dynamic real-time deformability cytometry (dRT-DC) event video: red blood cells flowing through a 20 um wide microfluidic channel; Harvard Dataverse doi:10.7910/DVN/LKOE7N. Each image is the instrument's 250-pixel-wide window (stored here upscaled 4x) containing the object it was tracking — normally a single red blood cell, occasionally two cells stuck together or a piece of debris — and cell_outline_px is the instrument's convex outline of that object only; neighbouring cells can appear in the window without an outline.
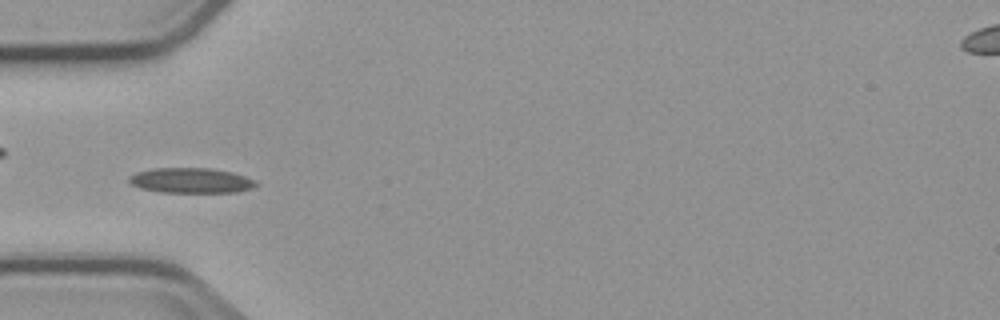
{"species": "common noctule bat (a hibernating species)", "species_latin": "Nyctalus noctula", "temperature_condition": "cold", "stored_images_in_passage": 5, "camera_frame_rate_fps": 3000, "um_per_image_px": 0.085, "animal": {"sex": "male", "body_mass_g": 23.1, "forearm_length_mm": 52.7}, "frame": {"image": 1, "passage_image": 3, "time_ms": 2.333, "image_size_px": [1000, 320], "cell_outline_px": [[256, 184], [252, 188], [236, 192], [160, 192], [140, 188], [132, 184], [128, 180], [128, 176], [136, 172], [152, 168], [212, 168], [232, 172], [256, 180]], "centroid_in_image_um": [16.21, 15.33], "position_along_channel_um": 68.8, "area_um2": 18.61}}
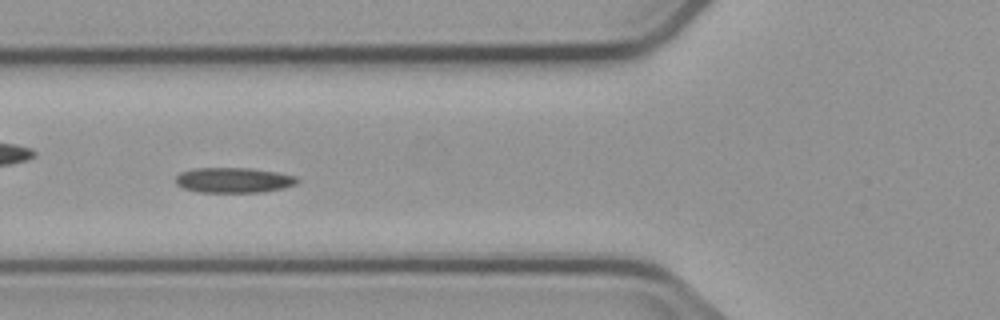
{"frame": {"image": 2, "passage_image": 4, "time_ms": 3.333, "image_size_px": [1000, 320], "cell_outline_px": [[300, 180], [296, 184], [284, 188], [264, 192], [196, 192], [184, 188], [176, 184], [176, 176], [180, 172], [196, 168], [248, 168], [276, 172], [296, 176]], "centroid_in_image_um": [19.87, 15.32], "position_along_channel_um": 105.9, "area_um2": 17.92}}
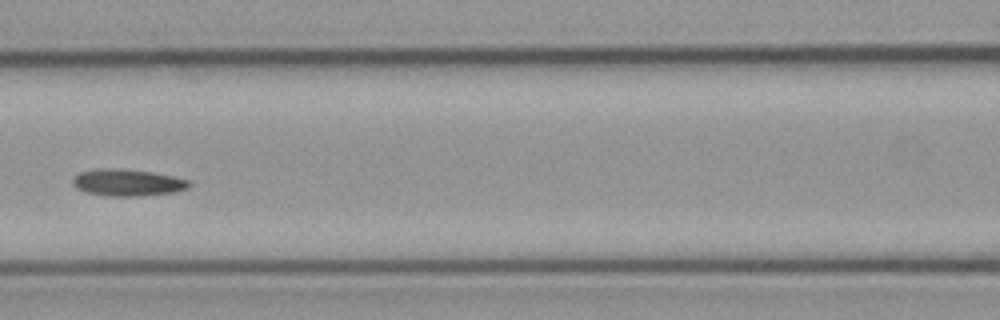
{"frame": {"image": 3, "passage_image": 5, "time_ms": 4.667, "image_size_px": [1000, 320], "cell_outline_px": [[192, 184], [188, 188], [176, 192], [140, 196], [108, 196], [88, 192], [76, 188], [72, 184], [72, 176], [80, 172], [96, 168], [112, 168], [152, 172], [172, 176], [188, 180]], "centroid_in_image_um": [10.82, 15.52], "position_along_channel_um": 155.8, "area_um2": 18.26}}